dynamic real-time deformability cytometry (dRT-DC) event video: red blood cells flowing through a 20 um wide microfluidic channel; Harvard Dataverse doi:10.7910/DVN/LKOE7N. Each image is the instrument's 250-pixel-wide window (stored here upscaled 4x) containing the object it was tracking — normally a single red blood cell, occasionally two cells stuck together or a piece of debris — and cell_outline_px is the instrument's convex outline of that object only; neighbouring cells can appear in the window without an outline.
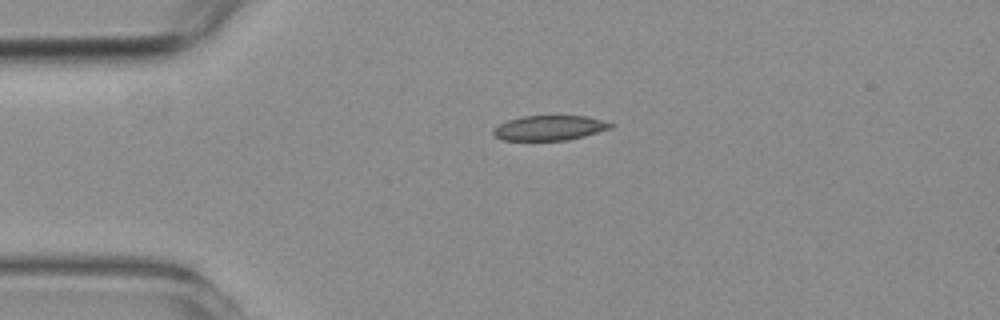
{"species": "common noctule bat (a hibernating species)", "species_latin": "Nyctalus noctula", "temperature_condition": "room temperature", "stored_images_in_passage": 38, "camera_frame_rate_fps": 3000, "um_per_image_px": 0.085, "animal": {"sex": "female", "body_mass_g": 19.3, "forearm_length_mm": 54.1}, "frame": {"image": 1, "passage_image": 1, "time_ms": 0.0, "image_size_px": [1000, 320], "cell_outline_px": [[616, 124], [612, 128], [584, 136], [568, 140], [504, 140], [496, 136], [492, 132], [492, 128], [508, 120], [520, 116], [588, 116]], "centroid_in_image_um": [46.73, 10.86], "position_along_channel_um": 38.3, "area_um2": 17.05}}
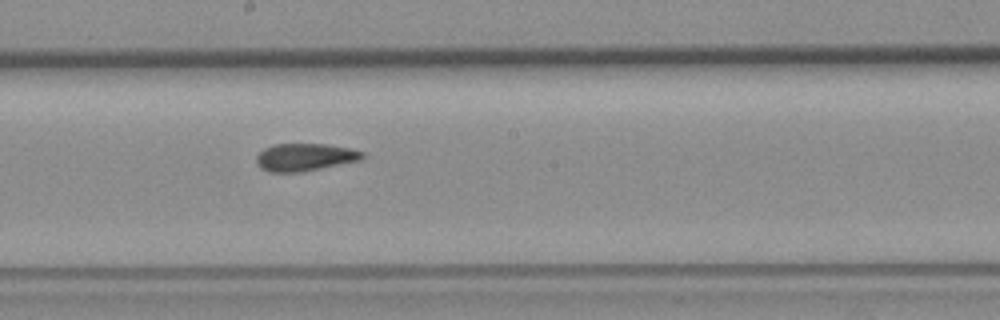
{"frame": {"image": 2, "passage_image": 19, "time_ms": 6.0, "image_size_px": [1000, 320], "cell_outline_px": [[364, 156], [360, 160], [300, 172], [268, 172], [260, 168], [256, 164], [256, 156], [264, 148], [272, 144], [324, 144], [348, 148], [364, 152]], "centroid_in_image_um": [25.85, 13.36], "position_along_channel_um": 222.3, "area_um2": 16.94}}
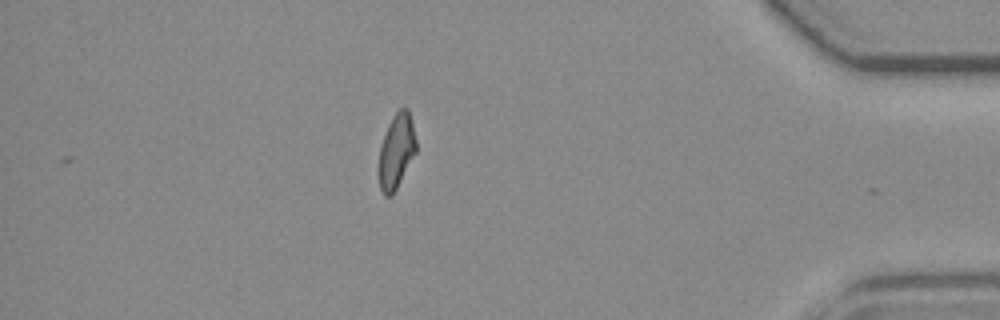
{"frame": {"image": 3, "passage_image": 38, "time_ms": 12.333, "image_size_px": [1000, 320], "cell_outline_px": [[416, 152], [392, 196], [384, 196], [380, 188], [380, 148], [388, 124], [392, 116], [400, 108], [408, 108], [416, 140]], "centroid_in_image_um": [33.71, 12.83], "position_along_channel_um": 401.5, "area_um2": 15.84}, "authors_computed_cell_mechanics": {"area_um2": 17.2822, "velocity_mm_per_s": 3.5512, "shape_relaxation_time_tau1_ms": null, "shape_relaxation_time_tau2_ms": 1.942, "deformation_change_tau1": null, "deformation_change_tau2": 0.0861}}